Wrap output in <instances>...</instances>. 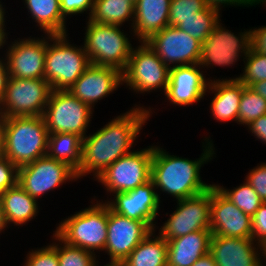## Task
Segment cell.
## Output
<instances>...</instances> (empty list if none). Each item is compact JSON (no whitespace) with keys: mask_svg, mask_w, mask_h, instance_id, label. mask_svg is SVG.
Here are the masks:
<instances>
[{"mask_svg":"<svg viewBox=\"0 0 266 266\" xmlns=\"http://www.w3.org/2000/svg\"><path fill=\"white\" fill-rule=\"evenodd\" d=\"M150 107L132 106L129 111L117 115L95 133L83 138L81 163L76 171L77 179L93 174L96 179L110 165L131 150L145 123L153 114Z\"/></svg>","mask_w":266,"mask_h":266,"instance_id":"1","label":"cell"},{"mask_svg":"<svg viewBox=\"0 0 266 266\" xmlns=\"http://www.w3.org/2000/svg\"><path fill=\"white\" fill-rule=\"evenodd\" d=\"M203 140V153L196 160L170 155L163 147L154 145L151 180L156 191L167 193L177 201L200 195L213 185L205 183L200 176L201 167L216 154L213 141L207 137Z\"/></svg>","mask_w":266,"mask_h":266,"instance_id":"2","label":"cell"},{"mask_svg":"<svg viewBox=\"0 0 266 266\" xmlns=\"http://www.w3.org/2000/svg\"><path fill=\"white\" fill-rule=\"evenodd\" d=\"M4 155L18 168L47 155L49 132L42 116L4 118Z\"/></svg>","mask_w":266,"mask_h":266,"instance_id":"3","label":"cell"},{"mask_svg":"<svg viewBox=\"0 0 266 266\" xmlns=\"http://www.w3.org/2000/svg\"><path fill=\"white\" fill-rule=\"evenodd\" d=\"M94 201L97 200H91L92 205L63 219L53 232L69 245L98 253L104 251L107 242L108 205Z\"/></svg>","mask_w":266,"mask_h":266,"instance_id":"4","label":"cell"},{"mask_svg":"<svg viewBox=\"0 0 266 266\" xmlns=\"http://www.w3.org/2000/svg\"><path fill=\"white\" fill-rule=\"evenodd\" d=\"M67 36L47 34L44 79L52 90L68 91L91 65L84 46L71 44Z\"/></svg>","mask_w":266,"mask_h":266,"instance_id":"5","label":"cell"},{"mask_svg":"<svg viewBox=\"0 0 266 266\" xmlns=\"http://www.w3.org/2000/svg\"><path fill=\"white\" fill-rule=\"evenodd\" d=\"M84 48L91 64L114 67L123 72L134 47L121 25L99 24L88 19Z\"/></svg>","mask_w":266,"mask_h":266,"instance_id":"6","label":"cell"},{"mask_svg":"<svg viewBox=\"0 0 266 266\" xmlns=\"http://www.w3.org/2000/svg\"><path fill=\"white\" fill-rule=\"evenodd\" d=\"M94 110L67 90H52L42 115L49 135L75 133L84 138Z\"/></svg>","mask_w":266,"mask_h":266,"instance_id":"7","label":"cell"},{"mask_svg":"<svg viewBox=\"0 0 266 266\" xmlns=\"http://www.w3.org/2000/svg\"><path fill=\"white\" fill-rule=\"evenodd\" d=\"M132 48L126 69L122 72L123 85L131 91L150 93L160 89L164 94L168 87L170 68L145 42Z\"/></svg>","mask_w":266,"mask_h":266,"instance_id":"8","label":"cell"},{"mask_svg":"<svg viewBox=\"0 0 266 266\" xmlns=\"http://www.w3.org/2000/svg\"><path fill=\"white\" fill-rule=\"evenodd\" d=\"M51 91L45 79L9 77L0 101V115L4 118L42 116Z\"/></svg>","mask_w":266,"mask_h":266,"instance_id":"9","label":"cell"},{"mask_svg":"<svg viewBox=\"0 0 266 266\" xmlns=\"http://www.w3.org/2000/svg\"><path fill=\"white\" fill-rule=\"evenodd\" d=\"M147 147L120 157L96 178L97 182L113 195L131 191L150 181L154 145Z\"/></svg>","mask_w":266,"mask_h":266,"instance_id":"10","label":"cell"},{"mask_svg":"<svg viewBox=\"0 0 266 266\" xmlns=\"http://www.w3.org/2000/svg\"><path fill=\"white\" fill-rule=\"evenodd\" d=\"M250 47L251 29L237 35L219 21L202 43L199 65L204 69L213 65L233 66L240 57L244 59L247 56Z\"/></svg>","mask_w":266,"mask_h":266,"instance_id":"11","label":"cell"},{"mask_svg":"<svg viewBox=\"0 0 266 266\" xmlns=\"http://www.w3.org/2000/svg\"><path fill=\"white\" fill-rule=\"evenodd\" d=\"M76 180V171L71 166L47 155L18 168V184L37 201L46 192Z\"/></svg>","mask_w":266,"mask_h":266,"instance_id":"12","label":"cell"},{"mask_svg":"<svg viewBox=\"0 0 266 266\" xmlns=\"http://www.w3.org/2000/svg\"><path fill=\"white\" fill-rule=\"evenodd\" d=\"M176 202V210L157 234L168 241L194 231L210 230L211 187L200 195Z\"/></svg>","mask_w":266,"mask_h":266,"instance_id":"13","label":"cell"},{"mask_svg":"<svg viewBox=\"0 0 266 266\" xmlns=\"http://www.w3.org/2000/svg\"><path fill=\"white\" fill-rule=\"evenodd\" d=\"M145 43L169 68L199 64L202 44L178 27L168 25Z\"/></svg>","mask_w":266,"mask_h":266,"instance_id":"14","label":"cell"},{"mask_svg":"<svg viewBox=\"0 0 266 266\" xmlns=\"http://www.w3.org/2000/svg\"><path fill=\"white\" fill-rule=\"evenodd\" d=\"M44 36L18 38L9 42L4 52L10 77L44 79L47 50V36Z\"/></svg>","mask_w":266,"mask_h":266,"instance_id":"15","label":"cell"},{"mask_svg":"<svg viewBox=\"0 0 266 266\" xmlns=\"http://www.w3.org/2000/svg\"><path fill=\"white\" fill-rule=\"evenodd\" d=\"M112 196H114L113 199L111 197L105 200L112 211L124 217L145 222L156 231L155 219L159 216L161 198L152 180L131 191L115 193Z\"/></svg>","mask_w":266,"mask_h":266,"instance_id":"16","label":"cell"},{"mask_svg":"<svg viewBox=\"0 0 266 266\" xmlns=\"http://www.w3.org/2000/svg\"><path fill=\"white\" fill-rule=\"evenodd\" d=\"M108 236L104 252L109 262L122 263L153 230L142 221L124 217L108 206Z\"/></svg>","mask_w":266,"mask_h":266,"instance_id":"17","label":"cell"},{"mask_svg":"<svg viewBox=\"0 0 266 266\" xmlns=\"http://www.w3.org/2000/svg\"><path fill=\"white\" fill-rule=\"evenodd\" d=\"M210 230L213 235L252 238L251 216L227 199L214 184L211 186Z\"/></svg>","mask_w":266,"mask_h":266,"instance_id":"18","label":"cell"},{"mask_svg":"<svg viewBox=\"0 0 266 266\" xmlns=\"http://www.w3.org/2000/svg\"><path fill=\"white\" fill-rule=\"evenodd\" d=\"M199 64L182 65L170 68L169 82L165 99L170 104L190 106L201 101L207 96L210 78L204 76ZM208 80V81H207Z\"/></svg>","mask_w":266,"mask_h":266,"instance_id":"19","label":"cell"},{"mask_svg":"<svg viewBox=\"0 0 266 266\" xmlns=\"http://www.w3.org/2000/svg\"><path fill=\"white\" fill-rule=\"evenodd\" d=\"M120 85H123L120 70L91 64L68 91L94 110L101 99L113 94Z\"/></svg>","mask_w":266,"mask_h":266,"instance_id":"20","label":"cell"},{"mask_svg":"<svg viewBox=\"0 0 266 266\" xmlns=\"http://www.w3.org/2000/svg\"><path fill=\"white\" fill-rule=\"evenodd\" d=\"M209 253L217 266H264V248L252 238L211 235ZM263 256V257H262Z\"/></svg>","mask_w":266,"mask_h":266,"instance_id":"21","label":"cell"},{"mask_svg":"<svg viewBox=\"0 0 266 266\" xmlns=\"http://www.w3.org/2000/svg\"><path fill=\"white\" fill-rule=\"evenodd\" d=\"M245 85L238 79L222 78L212 79L209 82L207 92L213 93L210 112L217 122L236 121L238 123V111L240 99Z\"/></svg>","mask_w":266,"mask_h":266,"instance_id":"22","label":"cell"},{"mask_svg":"<svg viewBox=\"0 0 266 266\" xmlns=\"http://www.w3.org/2000/svg\"><path fill=\"white\" fill-rule=\"evenodd\" d=\"M170 4L171 0H138L135 3L130 30L138 42H145L169 25Z\"/></svg>","mask_w":266,"mask_h":266,"instance_id":"23","label":"cell"},{"mask_svg":"<svg viewBox=\"0 0 266 266\" xmlns=\"http://www.w3.org/2000/svg\"><path fill=\"white\" fill-rule=\"evenodd\" d=\"M211 230H198L167 241V266H192L209 253Z\"/></svg>","mask_w":266,"mask_h":266,"instance_id":"24","label":"cell"},{"mask_svg":"<svg viewBox=\"0 0 266 266\" xmlns=\"http://www.w3.org/2000/svg\"><path fill=\"white\" fill-rule=\"evenodd\" d=\"M7 225H26L39 213L38 201L31 197L18 183L0 195Z\"/></svg>","mask_w":266,"mask_h":266,"instance_id":"25","label":"cell"},{"mask_svg":"<svg viewBox=\"0 0 266 266\" xmlns=\"http://www.w3.org/2000/svg\"><path fill=\"white\" fill-rule=\"evenodd\" d=\"M28 13L44 34H67L66 19L60 12L59 0H23Z\"/></svg>","mask_w":266,"mask_h":266,"instance_id":"26","label":"cell"},{"mask_svg":"<svg viewBox=\"0 0 266 266\" xmlns=\"http://www.w3.org/2000/svg\"><path fill=\"white\" fill-rule=\"evenodd\" d=\"M153 230L122 262L124 266H167V241Z\"/></svg>","mask_w":266,"mask_h":266,"instance_id":"27","label":"cell"},{"mask_svg":"<svg viewBox=\"0 0 266 266\" xmlns=\"http://www.w3.org/2000/svg\"><path fill=\"white\" fill-rule=\"evenodd\" d=\"M135 4L131 0H94L90 21L99 24L121 25L134 22Z\"/></svg>","mask_w":266,"mask_h":266,"instance_id":"28","label":"cell"},{"mask_svg":"<svg viewBox=\"0 0 266 266\" xmlns=\"http://www.w3.org/2000/svg\"><path fill=\"white\" fill-rule=\"evenodd\" d=\"M83 138L75 133H56L49 135L47 156L66 162L75 171L81 163Z\"/></svg>","mask_w":266,"mask_h":266,"instance_id":"29","label":"cell"},{"mask_svg":"<svg viewBox=\"0 0 266 266\" xmlns=\"http://www.w3.org/2000/svg\"><path fill=\"white\" fill-rule=\"evenodd\" d=\"M220 13V10L208 5L204 10L196 12V16L183 19L178 28L202 44L215 25L221 21Z\"/></svg>","mask_w":266,"mask_h":266,"instance_id":"30","label":"cell"},{"mask_svg":"<svg viewBox=\"0 0 266 266\" xmlns=\"http://www.w3.org/2000/svg\"><path fill=\"white\" fill-rule=\"evenodd\" d=\"M219 191L232 203H234L241 211L250 215L251 217L258 210L263 201L260 199L259 195L255 192L250 184L243 181L233 189L224 188L219 184H214Z\"/></svg>","mask_w":266,"mask_h":266,"instance_id":"31","label":"cell"},{"mask_svg":"<svg viewBox=\"0 0 266 266\" xmlns=\"http://www.w3.org/2000/svg\"><path fill=\"white\" fill-rule=\"evenodd\" d=\"M264 114H266V99L249 86H245L240 99L238 124L247 126Z\"/></svg>","mask_w":266,"mask_h":266,"instance_id":"32","label":"cell"},{"mask_svg":"<svg viewBox=\"0 0 266 266\" xmlns=\"http://www.w3.org/2000/svg\"><path fill=\"white\" fill-rule=\"evenodd\" d=\"M244 70L238 77L228 79H238L245 86H251L258 81L266 80V55L257 52L250 47L247 56L243 59Z\"/></svg>","mask_w":266,"mask_h":266,"instance_id":"33","label":"cell"},{"mask_svg":"<svg viewBox=\"0 0 266 266\" xmlns=\"http://www.w3.org/2000/svg\"><path fill=\"white\" fill-rule=\"evenodd\" d=\"M59 266H96V253L69 245L58 237Z\"/></svg>","mask_w":266,"mask_h":266,"instance_id":"34","label":"cell"},{"mask_svg":"<svg viewBox=\"0 0 266 266\" xmlns=\"http://www.w3.org/2000/svg\"><path fill=\"white\" fill-rule=\"evenodd\" d=\"M207 6L205 0H171L169 25L178 27L183 19L196 16V12L204 10Z\"/></svg>","mask_w":266,"mask_h":266,"instance_id":"35","label":"cell"},{"mask_svg":"<svg viewBox=\"0 0 266 266\" xmlns=\"http://www.w3.org/2000/svg\"><path fill=\"white\" fill-rule=\"evenodd\" d=\"M53 242L47 246L29 251L23 266H59L58 236L53 233Z\"/></svg>","mask_w":266,"mask_h":266,"instance_id":"36","label":"cell"},{"mask_svg":"<svg viewBox=\"0 0 266 266\" xmlns=\"http://www.w3.org/2000/svg\"><path fill=\"white\" fill-rule=\"evenodd\" d=\"M252 220V240L266 248V202H263L255 214L251 217Z\"/></svg>","mask_w":266,"mask_h":266,"instance_id":"37","label":"cell"},{"mask_svg":"<svg viewBox=\"0 0 266 266\" xmlns=\"http://www.w3.org/2000/svg\"><path fill=\"white\" fill-rule=\"evenodd\" d=\"M18 183V167L5 156L0 157V195Z\"/></svg>","mask_w":266,"mask_h":266,"instance_id":"38","label":"cell"},{"mask_svg":"<svg viewBox=\"0 0 266 266\" xmlns=\"http://www.w3.org/2000/svg\"><path fill=\"white\" fill-rule=\"evenodd\" d=\"M245 181L252 186L263 202H266V163L250 169Z\"/></svg>","mask_w":266,"mask_h":266,"instance_id":"39","label":"cell"},{"mask_svg":"<svg viewBox=\"0 0 266 266\" xmlns=\"http://www.w3.org/2000/svg\"><path fill=\"white\" fill-rule=\"evenodd\" d=\"M60 1V12L62 16L67 19L72 17V15L82 14L84 12H89L88 17L90 18L92 11L94 0H59Z\"/></svg>","mask_w":266,"mask_h":266,"instance_id":"40","label":"cell"},{"mask_svg":"<svg viewBox=\"0 0 266 266\" xmlns=\"http://www.w3.org/2000/svg\"><path fill=\"white\" fill-rule=\"evenodd\" d=\"M251 47L266 55V26L251 28Z\"/></svg>","mask_w":266,"mask_h":266,"instance_id":"41","label":"cell"},{"mask_svg":"<svg viewBox=\"0 0 266 266\" xmlns=\"http://www.w3.org/2000/svg\"><path fill=\"white\" fill-rule=\"evenodd\" d=\"M247 127L256 139H259L261 143L266 144V114L261 115L259 118L252 121L246 126V128Z\"/></svg>","mask_w":266,"mask_h":266,"instance_id":"42","label":"cell"},{"mask_svg":"<svg viewBox=\"0 0 266 266\" xmlns=\"http://www.w3.org/2000/svg\"><path fill=\"white\" fill-rule=\"evenodd\" d=\"M209 6L221 10V6H240V7H249L257 5V0H205Z\"/></svg>","mask_w":266,"mask_h":266,"instance_id":"43","label":"cell"},{"mask_svg":"<svg viewBox=\"0 0 266 266\" xmlns=\"http://www.w3.org/2000/svg\"><path fill=\"white\" fill-rule=\"evenodd\" d=\"M8 66L5 58H0V101L3 98L9 80Z\"/></svg>","mask_w":266,"mask_h":266,"instance_id":"44","label":"cell"},{"mask_svg":"<svg viewBox=\"0 0 266 266\" xmlns=\"http://www.w3.org/2000/svg\"><path fill=\"white\" fill-rule=\"evenodd\" d=\"M192 266H217L213 256L208 253L199 258Z\"/></svg>","mask_w":266,"mask_h":266,"instance_id":"45","label":"cell"},{"mask_svg":"<svg viewBox=\"0 0 266 266\" xmlns=\"http://www.w3.org/2000/svg\"><path fill=\"white\" fill-rule=\"evenodd\" d=\"M5 150V124L4 117L0 115V157L4 155Z\"/></svg>","mask_w":266,"mask_h":266,"instance_id":"46","label":"cell"},{"mask_svg":"<svg viewBox=\"0 0 266 266\" xmlns=\"http://www.w3.org/2000/svg\"><path fill=\"white\" fill-rule=\"evenodd\" d=\"M250 88L266 99V80L258 81L250 86Z\"/></svg>","mask_w":266,"mask_h":266,"instance_id":"47","label":"cell"},{"mask_svg":"<svg viewBox=\"0 0 266 266\" xmlns=\"http://www.w3.org/2000/svg\"><path fill=\"white\" fill-rule=\"evenodd\" d=\"M2 2L0 1V31H2L6 36L9 34L6 32V18L7 16H5L6 12H5V8L3 7V5L1 4Z\"/></svg>","mask_w":266,"mask_h":266,"instance_id":"48","label":"cell"},{"mask_svg":"<svg viewBox=\"0 0 266 266\" xmlns=\"http://www.w3.org/2000/svg\"><path fill=\"white\" fill-rule=\"evenodd\" d=\"M8 225H7V222H6V219H5V215H4V211H3V206H2V203H1V200H0V234L7 228Z\"/></svg>","mask_w":266,"mask_h":266,"instance_id":"49","label":"cell"},{"mask_svg":"<svg viewBox=\"0 0 266 266\" xmlns=\"http://www.w3.org/2000/svg\"><path fill=\"white\" fill-rule=\"evenodd\" d=\"M7 39L8 37L2 31H0V50L3 49L5 45H7Z\"/></svg>","mask_w":266,"mask_h":266,"instance_id":"50","label":"cell"},{"mask_svg":"<svg viewBox=\"0 0 266 266\" xmlns=\"http://www.w3.org/2000/svg\"><path fill=\"white\" fill-rule=\"evenodd\" d=\"M104 266H124L122 263H115V262H109L106 265L103 264ZM96 266H99L98 263ZM101 266V265H100Z\"/></svg>","mask_w":266,"mask_h":266,"instance_id":"51","label":"cell"},{"mask_svg":"<svg viewBox=\"0 0 266 266\" xmlns=\"http://www.w3.org/2000/svg\"><path fill=\"white\" fill-rule=\"evenodd\" d=\"M257 4H258V5H259V4H261V5L264 4V6H266V0H257Z\"/></svg>","mask_w":266,"mask_h":266,"instance_id":"52","label":"cell"},{"mask_svg":"<svg viewBox=\"0 0 266 266\" xmlns=\"http://www.w3.org/2000/svg\"><path fill=\"white\" fill-rule=\"evenodd\" d=\"M265 266H266V248L264 249Z\"/></svg>","mask_w":266,"mask_h":266,"instance_id":"53","label":"cell"},{"mask_svg":"<svg viewBox=\"0 0 266 266\" xmlns=\"http://www.w3.org/2000/svg\"><path fill=\"white\" fill-rule=\"evenodd\" d=\"M134 4L138 1V0H131Z\"/></svg>","mask_w":266,"mask_h":266,"instance_id":"54","label":"cell"}]
</instances>
